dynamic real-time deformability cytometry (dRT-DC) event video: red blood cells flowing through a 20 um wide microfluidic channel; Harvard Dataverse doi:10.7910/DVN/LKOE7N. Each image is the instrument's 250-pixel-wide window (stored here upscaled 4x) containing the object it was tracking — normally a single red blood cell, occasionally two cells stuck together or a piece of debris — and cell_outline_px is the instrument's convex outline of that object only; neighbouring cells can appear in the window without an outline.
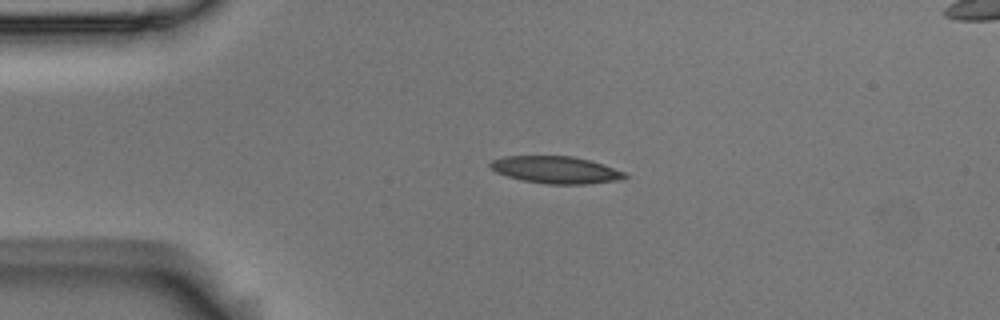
{"species": "Egyptian fruit bat (a non-hibernating species)", "species_latin": "Rousettus aegyptiacus", "temperature_condition": "room temperature", "stored_images_in_passage": 1, "camera_frame_rate_fps": 3000, "um_per_image_px": 0.085, "animal": {"sex": "male"}, "frame": {"image": 1, "passage_image": 1, "time_ms": 0.0, "image_size_px": [1000, 320], "cell_outline_px": [[628, 176], [620, 180], [588, 184], [548, 184], [524, 180], [508, 176], [496, 172], [488, 164], [492, 160], [504, 156], [572, 156], [592, 160], [604, 164], [624, 172]], "centroid_in_image_um": [47.28, 14.43], "position_along_channel_um": 37.7, "area_um2": 21.27}}